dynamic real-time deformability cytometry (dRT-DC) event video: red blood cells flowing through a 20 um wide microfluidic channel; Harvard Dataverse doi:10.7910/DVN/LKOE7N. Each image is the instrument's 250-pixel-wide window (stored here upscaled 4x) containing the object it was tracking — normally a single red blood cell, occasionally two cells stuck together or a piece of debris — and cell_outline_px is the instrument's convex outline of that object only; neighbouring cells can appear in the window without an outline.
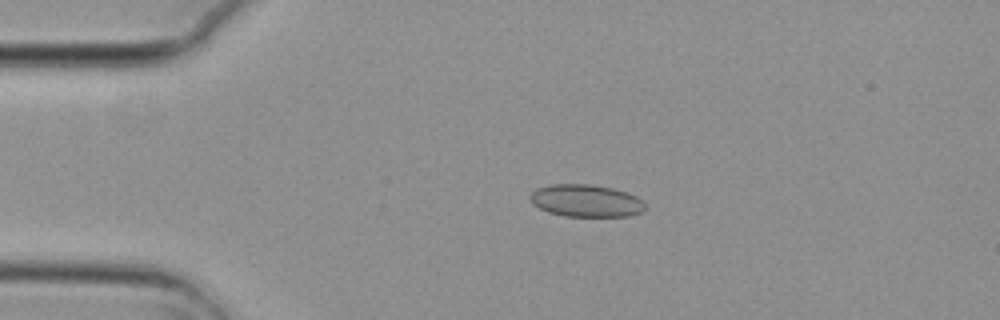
{"species": "common noctule bat (a hibernating species)", "species_latin": "Nyctalus noctula", "temperature_condition": "cold", "stored_images_in_passage": 4, "camera_frame_rate_fps": 3000, "um_per_image_px": 0.085, "animal": {"sex": "female", "body_mass_g": 29.2, "forearm_length_mm": 56.3}, "frame": {"image": 1, "passage_image": 3, "time_ms": 0.667, "image_size_px": [1000, 320], "cell_outline_px": [[644, 208], [640, 212], [628, 216], [564, 216], [548, 212], [532, 204], [528, 196], [536, 188], [552, 184], [588, 184], [612, 188], [628, 192], [636, 196], [644, 204]], "centroid_in_image_um": [49.76, 17.05], "position_along_channel_um": 35.2, "area_um2": 21.62}}